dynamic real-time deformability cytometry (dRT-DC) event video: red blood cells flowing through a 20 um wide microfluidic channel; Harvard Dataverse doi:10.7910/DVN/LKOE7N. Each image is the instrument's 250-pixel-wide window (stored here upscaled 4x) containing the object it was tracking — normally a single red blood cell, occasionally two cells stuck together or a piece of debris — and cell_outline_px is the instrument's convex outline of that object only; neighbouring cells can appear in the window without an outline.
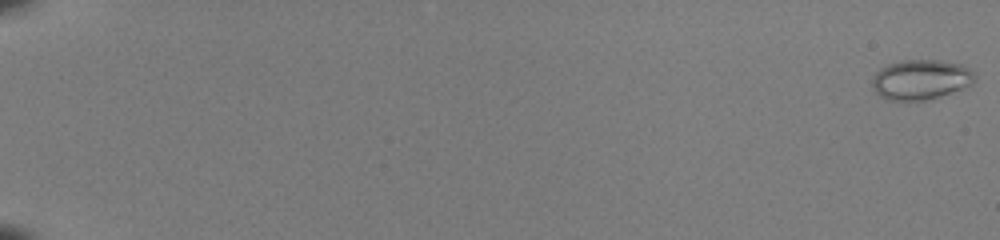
{"species": "common noctule bat (a hibernating species)", "species_latin": "Nyctalus noctula", "temperature_condition": "room temperature", "stored_images_in_passage": 54, "camera_frame_rate_fps": 3000, "um_per_image_px": 0.085, "animal": {"sex": "female", "body_mass_g": 22.0, "forearm_length_mm": 56.7}, "frame": {"image": 1, "passage_image": 1, "time_ms": 0.0, "image_size_px": [1000, 240], "cell_outline_px": [[976, 80], [972, 84], [924, 100], [888, 100], [880, 96], [872, 88], [872, 76], [880, 68], [888, 64], [900, 60], [940, 60], [960, 64], [976, 72]], "centroid_in_image_um": [78.24, 6.74], "position_along_channel_um": 6.8, "area_um2": 23.76}}
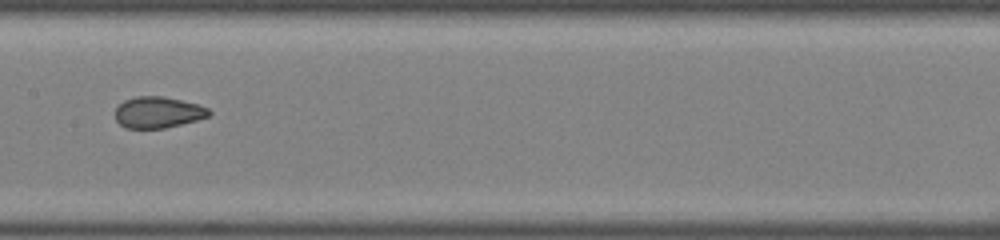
{"frame": {"image": 2, "passage_image": 31, "time_ms": 10.0, "image_size_px": [1000, 240], "cell_outline_px": [[212, 112], [208, 116], [196, 120], [164, 128], [124, 128], [116, 120], [116, 108], [124, 100], [136, 96], [164, 96], [196, 104], [208, 108]], "centroid_in_image_um": [13.41, 9.54], "position_along_channel_um": 194.0, "area_um2": 16.94}}
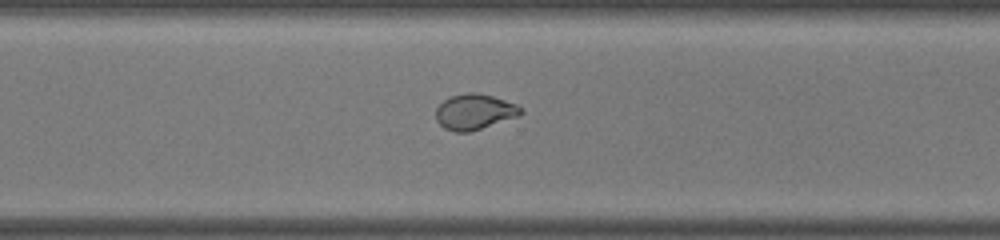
{"frame": {"image": 3, "passage_image": 41, "time_ms": 13.333, "image_size_px": [1000, 240], "cell_outline_px": [[524, 112], [520, 116], [468, 132], [456, 132], [444, 128], [436, 120], [436, 108], [444, 100], [452, 96], [468, 92], [472, 92], [492, 96], [516, 104], [524, 108]], "centroid_in_image_um": [40.36, 9.51], "position_along_channel_um": 330.2, "area_um2": 17.51}}